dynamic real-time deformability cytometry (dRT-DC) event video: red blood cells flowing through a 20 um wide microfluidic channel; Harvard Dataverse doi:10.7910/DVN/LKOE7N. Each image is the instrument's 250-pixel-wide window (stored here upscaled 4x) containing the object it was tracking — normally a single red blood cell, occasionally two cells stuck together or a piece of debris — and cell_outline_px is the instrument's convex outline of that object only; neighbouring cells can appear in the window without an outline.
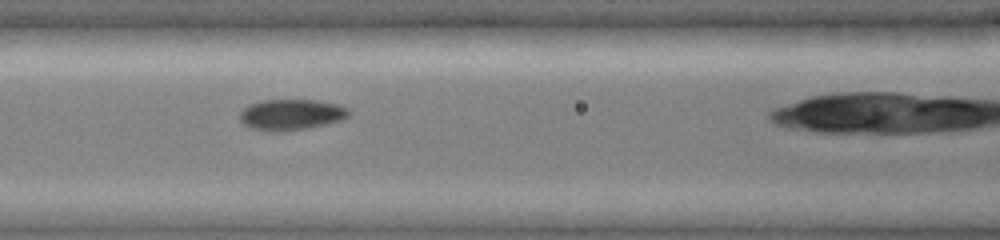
{"species": "common noctule bat (a hibernating species)", "species_latin": "Nyctalus noctula", "temperature_condition": "cold", "stored_images_in_passage": 6, "camera_frame_rate_fps": 3000, "um_per_image_px": 0.085, "animal": {"sex": "female", "body_mass_g": 19.0, "forearm_length_mm": 51.5}, "frame": {"image": 1, "passage_image": 4, "time_ms": 2.667, "image_size_px": [1000, 240], "cell_outline_px": [[348, 116], [344, 120], [308, 128], [284, 132], [268, 132], [252, 128], [244, 124], [240, 120], [240, 112], [244, 108], [260, 100], [316, 100], [336, 104], [348, 108]], "centroid_in_image_um": [24.75, 9.76], "position_along_channel_um": 141.9, "area_um2": 19.71}}